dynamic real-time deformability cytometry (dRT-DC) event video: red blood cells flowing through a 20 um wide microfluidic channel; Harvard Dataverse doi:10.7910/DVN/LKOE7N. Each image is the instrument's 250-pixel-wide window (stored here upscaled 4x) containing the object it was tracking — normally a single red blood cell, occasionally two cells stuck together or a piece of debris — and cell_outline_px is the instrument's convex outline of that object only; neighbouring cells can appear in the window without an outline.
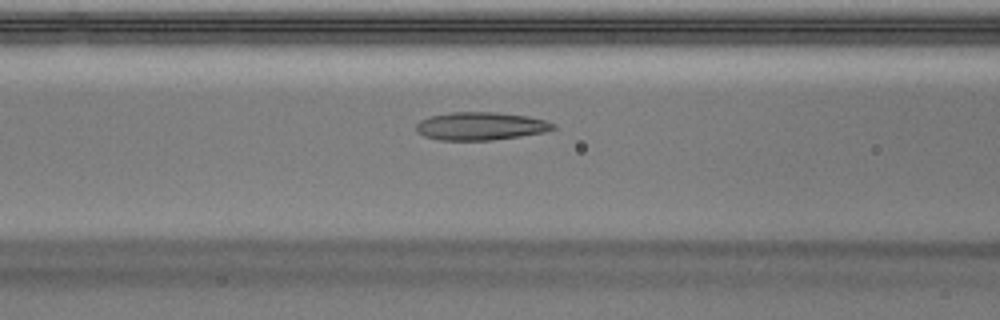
{"species": "Egyptian fruit bat (a non-hibernating species)", "species_latin": "Rousettus aegyptiacus", "temperature_condition": "warm", "stored_images_in_passage": 15, "camera_frame_rate_fps": 3000, "um_per_image_px": 0.085, "animal": {"sex": "male"}, "frame": {"image": 1, "passage_image": 13, "time_ms": 4.0, "image_size_px": [1000, 320], "cell_outline_px": [[556, 128], [544, 132], [520, 136], [492, 140], [440, 140], [424, 136], [416, 128], [416, 124], [420, 120], [432, 116], [452, 112], [492, 112], [528, 116], [544, 120], [556, 124]], "centroid_in_image_um": [40.88, 10.72], "position_along_channel_um": 125.7, "area_um2": 22.14}}